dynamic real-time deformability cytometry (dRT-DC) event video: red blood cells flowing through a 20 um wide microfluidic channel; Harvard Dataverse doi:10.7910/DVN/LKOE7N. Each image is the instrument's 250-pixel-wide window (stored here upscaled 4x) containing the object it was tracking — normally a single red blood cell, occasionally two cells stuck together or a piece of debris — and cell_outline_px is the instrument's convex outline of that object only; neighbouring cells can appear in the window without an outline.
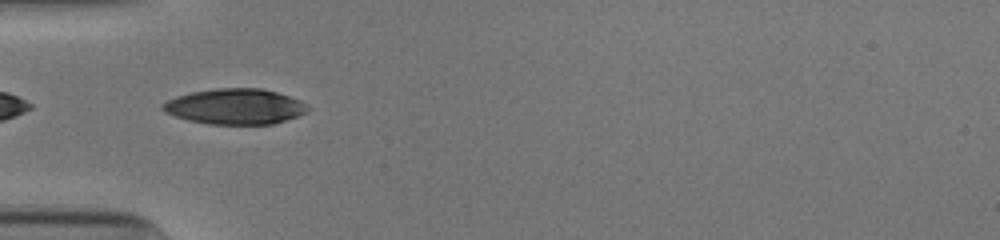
{"species": "human", "species_latin": "Homo sapiens", "temperature_condition": "cold", "stored_images_in_passage": 36, "camera_frame_rate_fps": 3000, "um_per_image_px": 0.085, "donor": {"sex": "male"}, "frame": {"image": 1, "passage_image": 1, "time_ms": 0.0, "image_size_px": [1000, 240], "cell_outline_px": [[312, 108], [308, 112], [272, 124], [208, 124], [188, 120], [164, 112], [160, 108], [160, 104], [176, 96], [192, 92], [216, 88], [260, 88], [276, 92], [300, 100]], "centroid_in_image_um": [19.97, 9.05], "position_along_channel_um": 65.0, "area_um2": 30.06}}
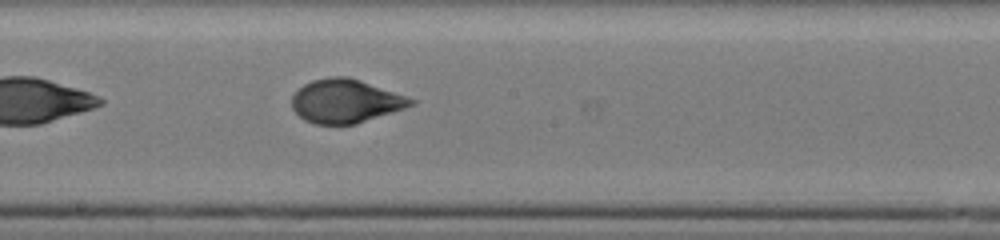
{"frame": {"image": 2, "passage_image": 13, "time_ms": 4.0, "image_size_px": [1000, 240], "cell_outline_px": [[416, 104], [356, 124], [316, 124], [304, 120], [292, 108], [292, 96], [304, 84], [312, 80], [328, 76], [348, 76], [360, 80], [416, 100]], "centroid_in_image_um": [29.35, 8.59], "position_along_channel_um": 218.9, "area_um2": 30.0}}
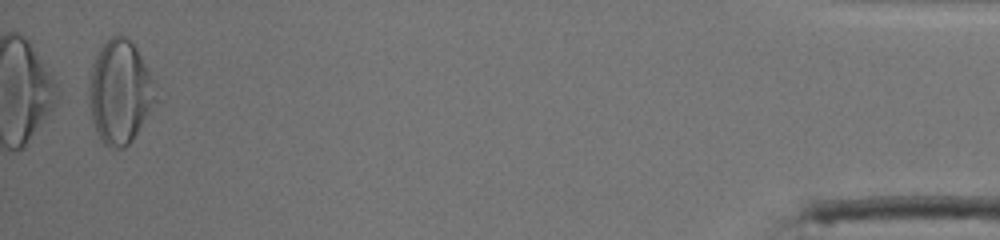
{"frame": {"image": 3, "passage_image": 35, "time_ms": 11.333, "image_size_px": [1000, 240], "cell_outline_px": [[156, 100], [132, 140], [124, 148], [120, 148], [104, 144], [96, 132], [92, 124], [88, 92], [88, 72], [100, 48], [112, 36], [124, 36], [136, 48], [156, 80]], "centroid_in_image_um": [10.17, 7.81], "position_along_channel_um": 425.0, "area_um2": 40.23}, "authors_computed_cell_mechanics": {"area_um2": 30.5473, "velocity_mm_per_s": 3.9024, "shape_relaxation_time_tau1_ms": 6.0376, "shape_relaxation_time_tau2_ms": null, "deformation_change_tau1": 0.2329, "deformation_change_tau2": null}}